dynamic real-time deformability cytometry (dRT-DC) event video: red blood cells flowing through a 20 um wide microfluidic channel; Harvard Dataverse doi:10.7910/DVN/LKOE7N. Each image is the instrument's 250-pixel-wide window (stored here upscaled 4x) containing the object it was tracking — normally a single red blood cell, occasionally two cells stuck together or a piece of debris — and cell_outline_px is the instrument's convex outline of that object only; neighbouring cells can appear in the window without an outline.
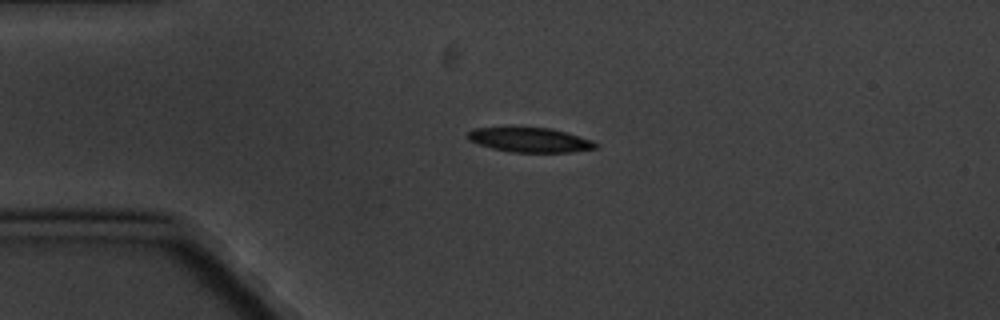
{"species": "common noctule bat (a hibernating species)", "species_latin": "Nyctalus noctula", "temperature_condition": "cold", "stored_images_in_passage": 2, "camera_frame_rate_fps": 3000, "um_per_image_px": 0.085, "animal": {"sex": "male", "body_mass_g": 20.1, "forearm_length_mm": 53.5}, "frame": {"image": 1, "passage_image": 1, "time_ms": 0.0, "image_size_px": [1000, 320], "cell_outline_px": [[600, 148], [572, 152], [512, 152], [492, 148], [468, 140], [464, 136], [472, 128], [552, 128], [592, 140], [600, 144]], "centroid_in_image_um": [45.08, 11.9], "position_along_channel_um": 39.9, "area_um2": 18.32}}